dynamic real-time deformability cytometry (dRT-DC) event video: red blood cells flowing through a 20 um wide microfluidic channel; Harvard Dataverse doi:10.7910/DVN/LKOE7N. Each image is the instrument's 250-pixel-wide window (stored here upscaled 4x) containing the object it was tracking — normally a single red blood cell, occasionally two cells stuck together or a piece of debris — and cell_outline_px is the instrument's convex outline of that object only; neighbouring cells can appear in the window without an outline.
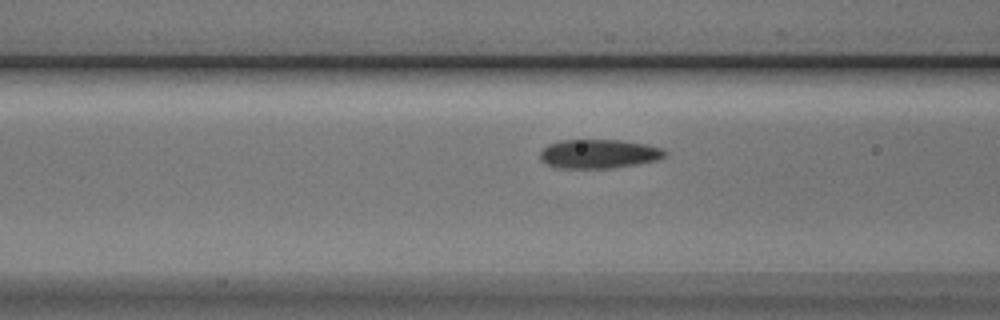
{"species": "Egyptian fruit bat (a non-hibernating species)", "species_latin": "Rousettus aegyptiacus", "temperature_condition": "cold", "stored_images_in_passage": 18, "camera_frame_rate_fps": 3000, "um_per_image_px": 0.085, "animal": {"sex": "male"}, "frame": {"image": 1, "passage_image": 16, "time_ms": 5.0, "image_size_px": [1000, 320], "cell_outline_px": [[668, 152], [664, 156], [656, 160], [636, 164], [612, 168], [560, 168], [548, 164], [540, 160], [540, 152], [548, 144], [560, 140], [620, 140], [648, 144], [664, 148]], "centroid_in_image_um": [50.92, 13.07], "position_along_channel_um": 115.7, "area_um2": 21.15}}